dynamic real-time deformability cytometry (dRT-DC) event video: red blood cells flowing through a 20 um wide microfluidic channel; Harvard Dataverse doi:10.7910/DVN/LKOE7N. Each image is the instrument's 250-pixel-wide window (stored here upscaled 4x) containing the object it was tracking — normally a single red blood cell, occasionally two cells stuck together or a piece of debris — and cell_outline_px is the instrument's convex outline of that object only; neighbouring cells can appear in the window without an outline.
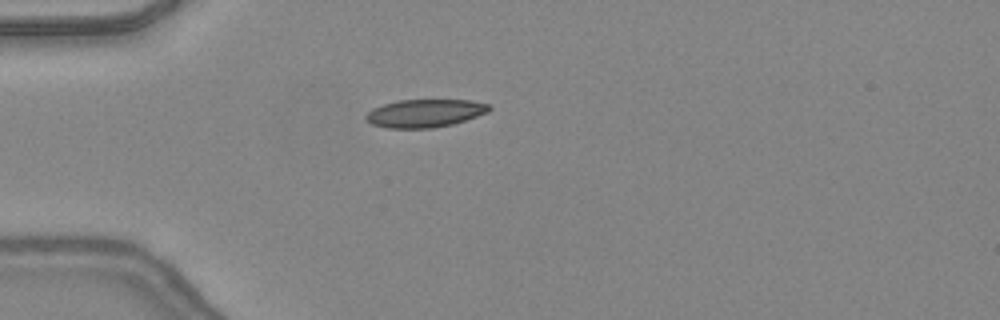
{"species": "common noctule bat (a hibernating species)", "species_latin": "Nyctalus noctula", "temperature_condition": "warm", "stored_images_in_passage": 3, "camera_frame_rate_fps": 3000, "um_per_image_px": 0.085, "animal": {"sex": "female", "body_mass_g": 24.6, "forearm_length_mm": 56.2}, "frame": {"image": 1, "passage_image": 1, "time_ms": 0.0, "image_size_px": [1000, 320], "cell_outline_px": [[492, 108], [488, 112], [452, 124], [432, 128], [388, 128], [372, 124], [364, 116], [372, 108], [384, 104], [400, 100], [468, 100], [488, 104]], "centroid_in_image_um": [36.1, 9.62], "position_along_channel_um": 48.9, "area_um2": 19.88}}